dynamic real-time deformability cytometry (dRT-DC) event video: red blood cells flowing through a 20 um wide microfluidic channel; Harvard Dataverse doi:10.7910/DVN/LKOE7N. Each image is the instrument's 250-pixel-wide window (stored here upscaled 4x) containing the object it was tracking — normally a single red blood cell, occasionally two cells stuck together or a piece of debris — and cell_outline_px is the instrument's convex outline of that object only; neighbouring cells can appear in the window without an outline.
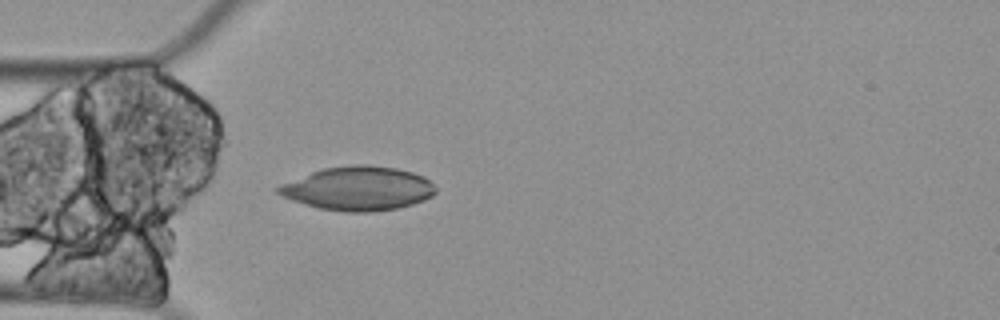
{"species": "Egyptian fruit bat (a non-hibernating species)", "species_latin": "Rousettus aegyptiacus", "temperature_condition": "cold", "stored_images_in_passage": 4, "camera_frame_rate_fps": 3000, "um_per_image_px": 0.085, "animal": {"sex": "female"}, "frame": {"image": 1, "passage_image": 4, "time_ms": 1.0, "image_size_px": [1000, 320], "cell_outline_px": [[436, 192], [432, 196], [424, 200], [412, 204], [396, 208], [372, 212], [344, 212], [320, 208], [304, 204], [292, 200], [276, 192], [276, 188], [280, 184], [312, 172], [324, 168], [352, 164], [368, 164], [396, 168], [412, 172], [424, 176], [436, 188]], "centroid_in_image_um": [30.45, 16.02], "position_along_channel_um": 54.5, "area_um2": 40.17}}